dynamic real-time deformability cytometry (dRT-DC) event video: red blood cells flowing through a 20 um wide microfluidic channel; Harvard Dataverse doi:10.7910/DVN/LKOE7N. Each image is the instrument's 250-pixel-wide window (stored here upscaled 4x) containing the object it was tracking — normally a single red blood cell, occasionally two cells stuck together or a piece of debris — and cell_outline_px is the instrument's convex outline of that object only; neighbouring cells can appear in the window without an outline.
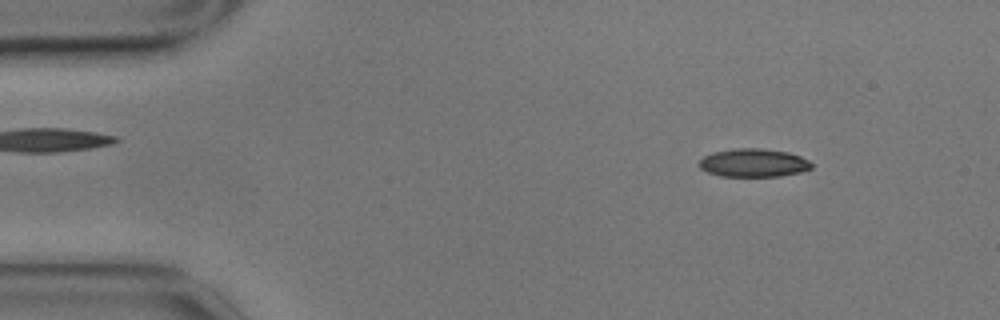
{"species": "common noctule bat (a hibernating species)", "species_latin": "Nyctalus noctula", "temperature_condition": "cold", "stored_images_in_passage": 56, "camera_frame_rate_fps": 3000, "um_per_image_px": 0.085, "animal": {"sex": "male", "body_mass_g": 17.9}, "frame": {"image": 1, "passage_image": 6, "time_ms": 1.667, "image_size_px": [1000, 320], "cell_outline_px": [[812, 168], [800, 172], [780, 176], [720, 176], [708, 172], [700, 168], [696, 164], [704, 156], [712, 152], [736, 148], [760, 148], [788, 152], [800, 156], [808, 160], [812, 164]], "centroid_in_image_um": [64.02, 13.84], "position_along_channel_um": 21.0, "area_um2": 18.55}}
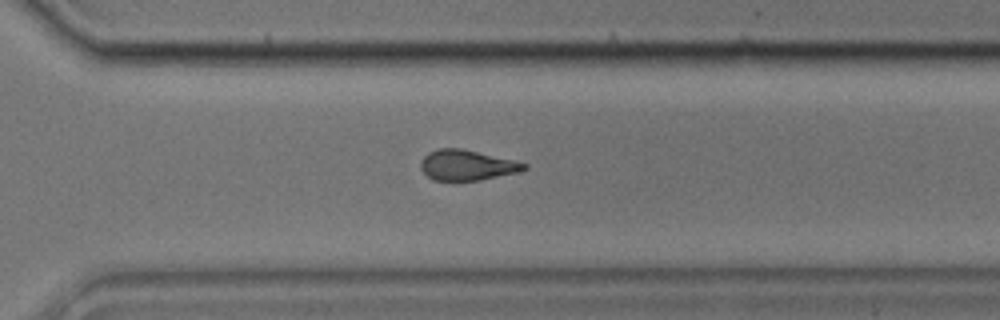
{"frame": {"image": 2, "passage_image": 39, "time_ms": 12.667, "image_size_px": [1000, 320], "cell_outline_px": [[528, 168], [516, 172], [480, 180], [432, 180], [420, 168], [420, 160], [428, 152], [440, 148], [460, 148], [516, 160], [528, 164]], "centroid_in_image_um": [39.68, 14.03], "position_along_channel_um": 330.9, "area_um2": 18.26}}
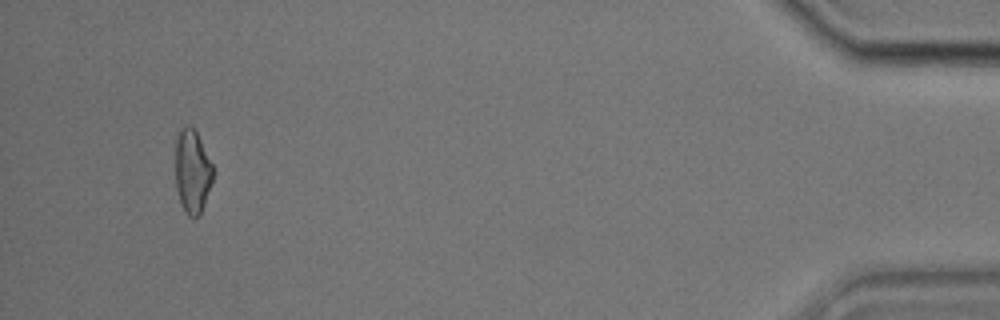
{"frame": {"image": 3, "passage_image": 53, "time_ms": 17.333, "image_size_px": [1000, 320], "cell_outline_px": [[216, 168], [200, 216], [188, 216], [184, 212], [176, 188], [176, 140], [180, 128], [184, 124], [192, 124], [196, 128]], "centroid_in_image_um": [16.38, 14.47], "position_along_channel_um": 418.8, "area_um2": 18.96}, "authors_computed_cell_mechanics": {"area_um2": 19.1318, "velocity_mm_per_s": 3.4849, "shape_relaxation_time_tau1_ms": 6.179, "shape_relaxation_time_tau2_ms": 2.8513, "deformation_change_tau1": 0.1749, "deformation_change_tau2": 0.1088}}